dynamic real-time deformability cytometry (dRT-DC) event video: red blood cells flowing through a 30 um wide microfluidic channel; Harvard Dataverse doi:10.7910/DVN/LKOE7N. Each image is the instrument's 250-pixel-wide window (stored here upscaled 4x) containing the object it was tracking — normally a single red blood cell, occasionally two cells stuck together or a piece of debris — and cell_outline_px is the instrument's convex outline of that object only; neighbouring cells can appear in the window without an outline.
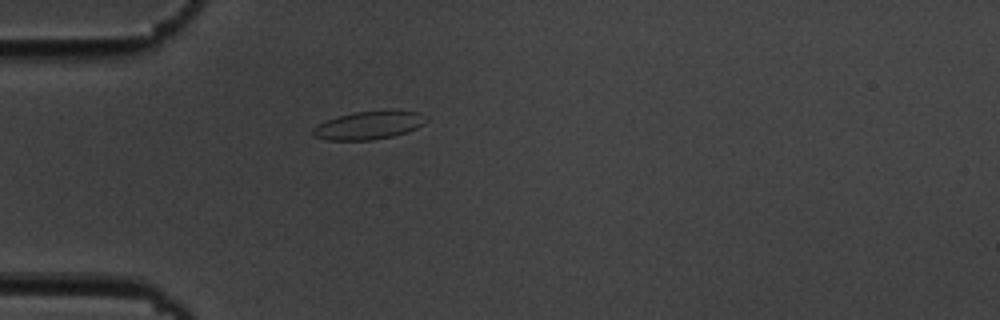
{"species": "common noctule bat (a hibernating species)", "species_latin": "Nyctalus noctula", "temperature_condition": "cold", "stored_images_in_passage": 2, "camera_frame_rate_fps": 3000, "um_per_image_px": 0.085, "animal": {"sex": "male", "body_mass_g": 19.5, "forearm_length_mm": 54.6}, "frame": {"image": 1, "passage_image": 1, "time_ms": 0.0, "image_size_px": [1000, 320], "cell_outline_px": [[428, 120], [424, 124], [408, 132], [392, 136], [372, 140], [328, 140], [312, 136], [312, 128], [328, 120], [352, 112], [396, 108], [420, 112]], "centroid_in_image_um": [31.42, 10.61], "position_along_channel_um": 53.6, "area_um2": 19.02}}